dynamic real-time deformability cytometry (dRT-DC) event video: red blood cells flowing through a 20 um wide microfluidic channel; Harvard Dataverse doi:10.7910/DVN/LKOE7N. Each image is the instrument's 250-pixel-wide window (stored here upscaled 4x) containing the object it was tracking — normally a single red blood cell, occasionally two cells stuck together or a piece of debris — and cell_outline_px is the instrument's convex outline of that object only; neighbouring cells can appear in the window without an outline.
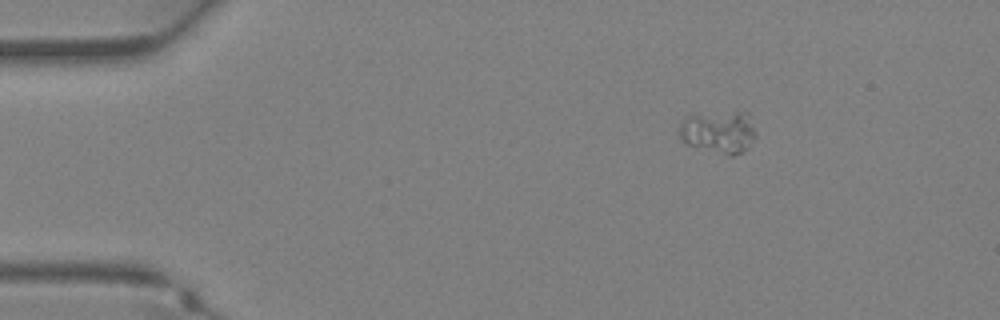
{"species": "Egyptian fruit bat (a non-hibernating species)", "species_latin": "Rousettus aegyptiacus", "temperature_condition": "warm", "stored_images_in_passage": 32, "camera_frame_rate_fps": 3000, "um_per_image_px": 0.085, "animal": {"sex": "female"}, "frame": {"image": 1, "passage_image": 1, "time_ms": 0.0, "image_size_px": [1000, 320], "cell_outline_px": [[756, 136], [748, 148], [744, 152], [732, 156], [728, 156], [688, 144], [680, 136], [680, 124], [688, 116], [736, 112], [748, 112], [756, 132]], "centroid_in_image_um": [61.16, 11.25], "position_along_channel_um": 23.8, "area_um2": 18.61}}
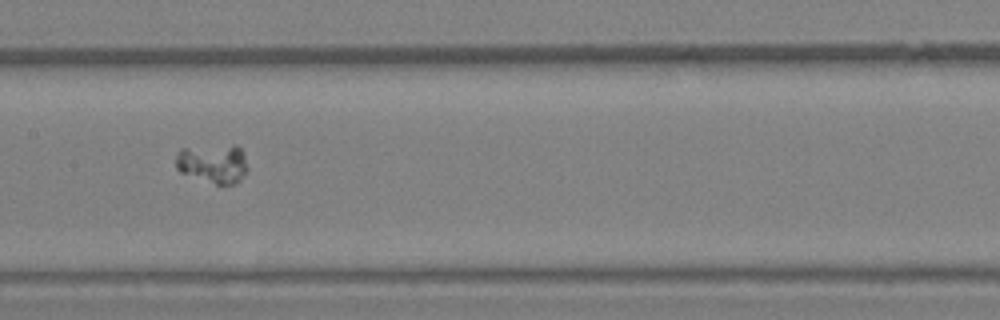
{"frame": {"image": 2, "passage_image": 14, "time_ms": 4.333, "image_size_px": [1000, 320], "cell_outline_px": [[248, 168], [240, 180], [236, 184], [216, 184], [180, 172], [176, 168], [176, 156], [180, 148], [232, 144], [236, 144], [240, 148], [244, 156]], "centroid_in_image_um": [18.11, 13.88], "position_along_channel_um": 189.3, "area_um2": 16.42}}
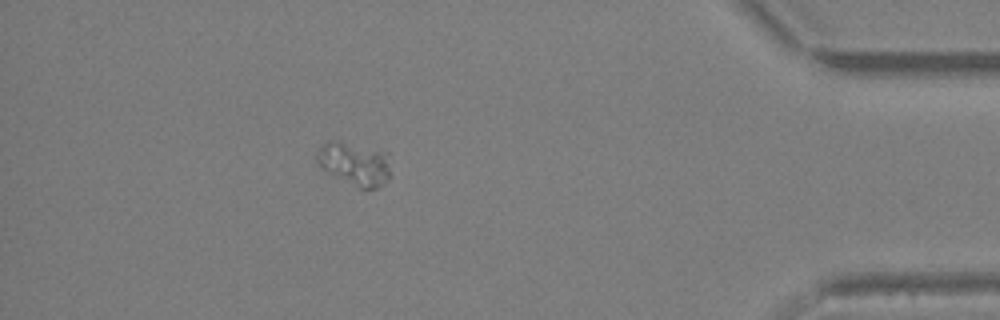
{"frame": {"image": 3, "passage_image": 28, "time_ms": 9.0, "image_size_px": [1000, 320], "cell_outline_px": [[388, 180], [376, 188], [360, 188], [320, 168], [316, 164], [316, 152], [328, 140], [332, 140], [388, 152]], "centroid_in_image_um": [30.1, 13.91], "position_along_channel_um": 405.1, "area_um2": 18.15}}